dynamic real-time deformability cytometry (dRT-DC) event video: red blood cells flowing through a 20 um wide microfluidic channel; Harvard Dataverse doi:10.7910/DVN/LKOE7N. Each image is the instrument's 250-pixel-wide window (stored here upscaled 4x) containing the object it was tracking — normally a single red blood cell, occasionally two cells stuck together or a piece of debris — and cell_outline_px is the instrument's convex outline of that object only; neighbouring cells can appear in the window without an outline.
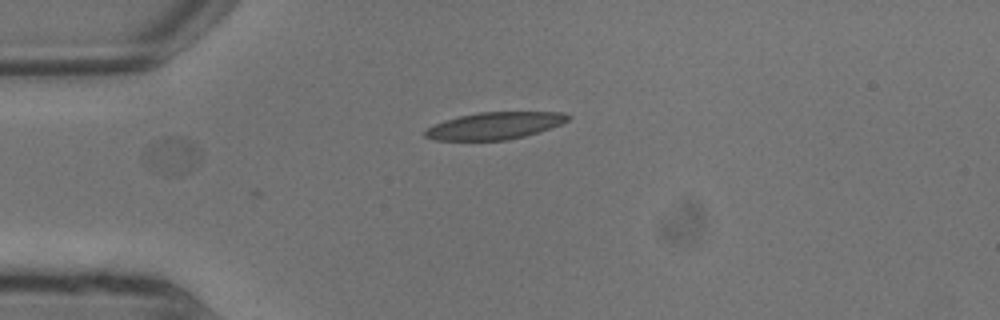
{"species": "common noctule bat (a hibernating species)", "species_latin": "Nyctalus noctula", "temperature_condition": "warm", "stored_images_in_passage": 7, "segment_of_instrument_passage": [1, 2], "camera_frame_rate_fps": 3000, "um_per_image_px": 0.085, "animal": {"sex": "male", "body_mass_g": 13.3}, "frame": {"image": 1, "passage_image": 5, "time_ms": 1.333, "image_size_px": [1000, 320], "cell_outline_px": [[200, 160], [196, 168], [188, 172], [160, 172], [140, 160], [144, 148], [148, 144], [168, 136], [184, 136], [192, 140], [200, 152]], "centroid_in_image_um": [14.61, 13.15], "position_along_channel_um": 70.4, "area_um2": 12.31}}
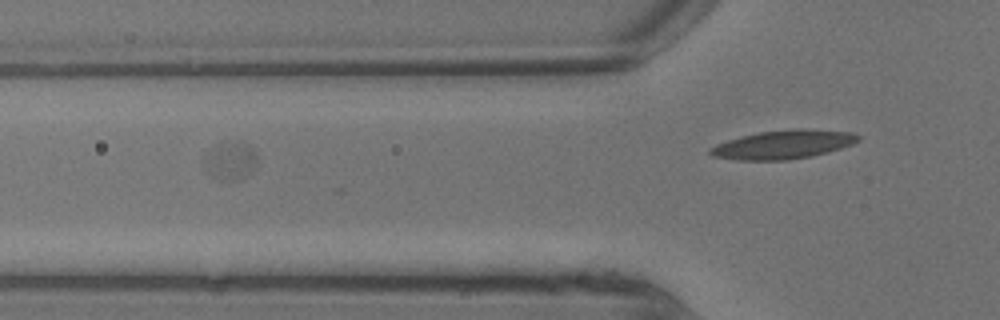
{"frame": {"image": 2, "passage_image": 6, "time_ms": 1.667, "image_size_px": [1000, 320], "cell_outline_px": [[256, 168], [252, 172], [236, 180], [220, 180], [212, 176], [208, 172], [208, 152], [216, 144], [236, 140], [244, 140], [256, 152]], "centroid_in_image_um": [19.68, 13.63], "position_along_channel_um": 106.1, "area_um2": 11.56}}